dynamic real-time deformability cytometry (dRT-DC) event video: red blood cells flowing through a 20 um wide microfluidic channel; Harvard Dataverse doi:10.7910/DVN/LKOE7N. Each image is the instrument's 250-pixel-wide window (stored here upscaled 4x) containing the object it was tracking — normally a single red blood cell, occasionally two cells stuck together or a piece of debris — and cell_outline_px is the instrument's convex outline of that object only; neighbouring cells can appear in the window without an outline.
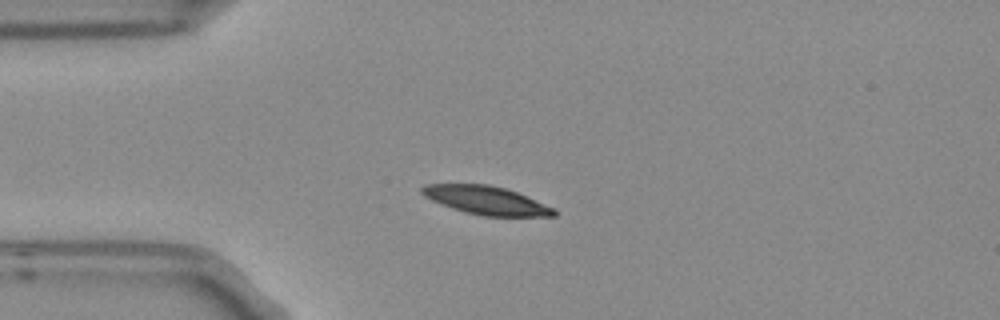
{"species": "Egyptian fruit bat (a non-hibernating species)", "species_latin": "Rousettus aegyptiacus", "temperature_condition": "room temperature", "stored_images_in_passage": 6, "camera_frame_rate_fps": 3000, "um_per_image_px": 0.085, "frame": {"image": 1, "passage_image": 1, "time_ms": 0.0, "image_size_px": [1000, 320], "cell_outline_px": [[556, 216], [484, 216], [464, 212], [452, 208], [432, 200], [424, 196], [420, 192], [420, 188], [424, 184], [488, 184], [504, 188], [516, 192], [556, 208]], "centroid_in_image_um": [41.32, 17.03], "position_along_channel_um": 43.7, "area_um2": 21.79}}